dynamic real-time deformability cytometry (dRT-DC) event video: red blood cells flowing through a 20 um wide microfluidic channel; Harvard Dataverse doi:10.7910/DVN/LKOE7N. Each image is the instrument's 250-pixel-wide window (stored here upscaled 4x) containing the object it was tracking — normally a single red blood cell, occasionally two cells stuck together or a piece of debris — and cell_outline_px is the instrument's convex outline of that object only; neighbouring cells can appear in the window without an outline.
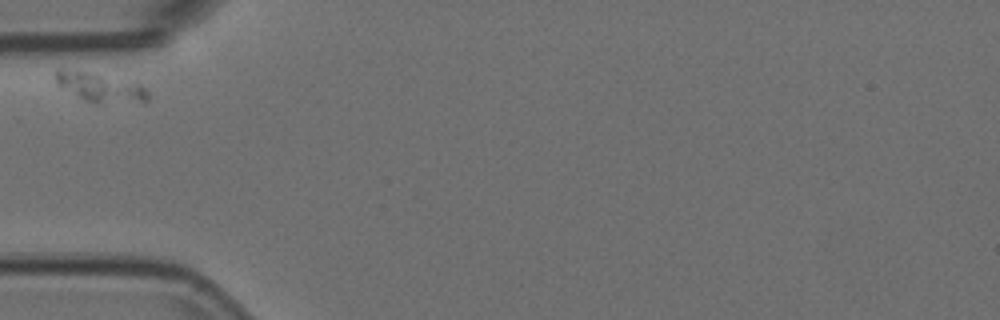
{"species": "Egyptian fruit bat (a non-hibernating species)", "species_latin": "Rousettus aegyptiacus", "temperature_condition": "room temperature", "stored_images_in_passage": 2, "camera_frame_rate_fps": 3000, "um_per_image_px": 0.085, "animal": {"sex": "female"}, "frame": {"image": 1, "passage_image": 1, "time_ms": 0.0, "image_size_px": [1000, 320], "cell_outline_px": [[148, 100], [100, 104], [92, 104], [60, 88], [56, 84], [56, 68], [60, 68], [84, 72], [140, 84], [148, 92]], "centroid_in_image_um": [8.43, 7.45], "position_along_channel_um": 76.6, "area_um2": 15.32}}